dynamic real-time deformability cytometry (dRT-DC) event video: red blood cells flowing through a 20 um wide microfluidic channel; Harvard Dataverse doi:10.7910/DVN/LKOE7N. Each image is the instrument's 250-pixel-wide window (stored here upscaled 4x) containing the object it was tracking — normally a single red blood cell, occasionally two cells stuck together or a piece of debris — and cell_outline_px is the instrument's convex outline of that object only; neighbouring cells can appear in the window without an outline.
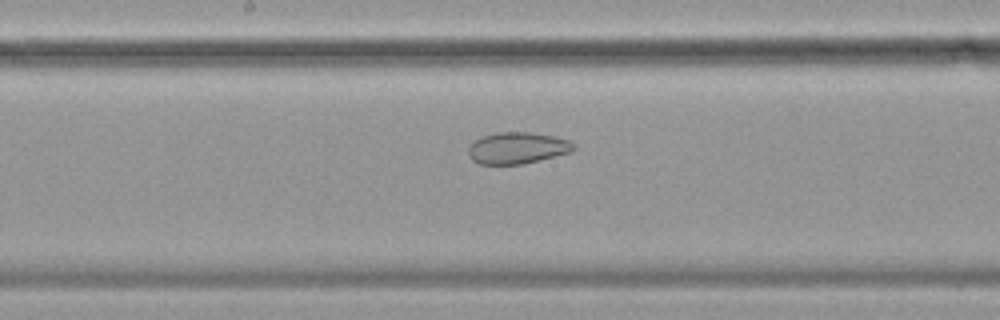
{"species": "common noctule bat (a hibernating species)", "species_latin": "Nyctalus noctula", "temperature_condition": "cold", "stored_images_in_passage": 57, "camera_frame_rate_fps": 3000, "um_per_image_px": 0.085, "animal": {"sex": "female", "body_mass_g": 19.9}, "frame": {"image": 1, "passage_image": 30, "time_ms": 9.667, "image_size_px": [1000, 320], "cell_outline_px": [[576, 148], [572, 152], [524, 164], [480, 164], [472, 160], [468, 152], [468, 148], [476, 140], [484, 136], [496, 132], [532, 132], [556, 136], [568, 140], [576, 144]], "centroid_in_image_um": [44.03, 12.58], "position_along_channel_um": 204.2, "area_um2": 19.48}}
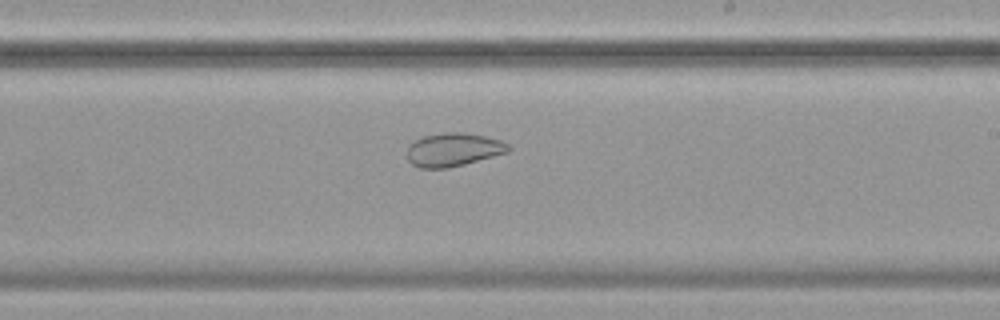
{"frame": {"image": 2, "passage_image": 34, "time_ms": 11.0, "image_size_px": [1000, 320], "cell_outline_px": [[512, 148], [508, 152], [464, 164], [448, 168], [420, 168], [412, 164], [408, 160], [408, 144], [424, 136], [444, 132], [460, 132], [484, 136], [500, 140], [508, 144]], "centroid_in_image_um": [38.53, 12.72], "position_along_channel_um": 250.5, "area_um2": 19.59}}
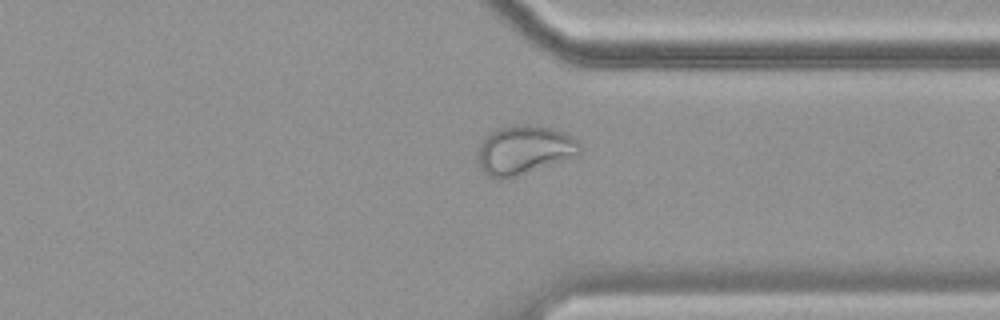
{"frame": {"image": 3, "passage_image": 44, "time_ms": 14.333, "image_size_px": [1000, 320], "cell_outline_px": [[580, 152], [576, 156], [512, 176], [488, 176], [480, 168], [476, 160], [476, 152], [480, 144], [496, 128], [516, 124], [528, 124], [552, 128], [564, 132], [572, 136], [580, 144]], "centroid_in_image_um": [44.53, 12.69], "position_along_channel_um": 366.9, "area_um2": 28.5}, "authors_computed_cell_mechanics": {"area_um2": 29.0734, "velocity_mm_per_s": 3.4891, "shape_relaxation_time_tau1_ms": null, "shape_relaxation_time_tau2_ms": 1.9242, "deformation_change_tau1": null, "deformation_change_tau2": 0.072}}